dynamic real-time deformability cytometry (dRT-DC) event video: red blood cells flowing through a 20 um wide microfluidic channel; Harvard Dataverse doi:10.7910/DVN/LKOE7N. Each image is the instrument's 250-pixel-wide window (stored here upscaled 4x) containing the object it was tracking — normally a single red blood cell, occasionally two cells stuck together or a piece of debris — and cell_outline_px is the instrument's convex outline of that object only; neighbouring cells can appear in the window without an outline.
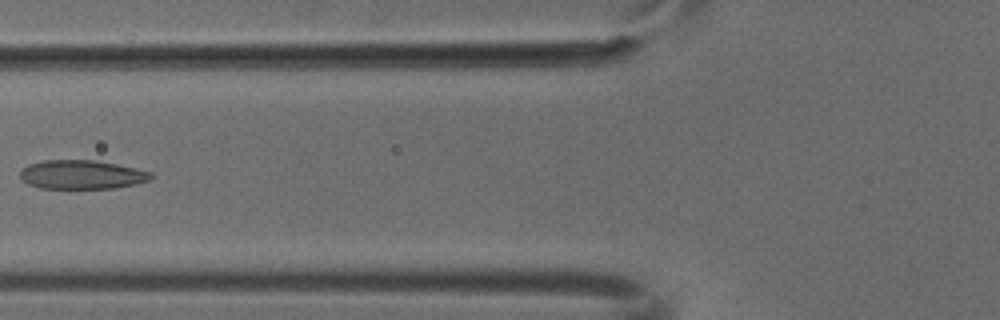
{"species": "common noctule bat (a hibernating species)", "species_latin": "Nyctalus noctula", "temperature_condition": "cold", "stored_images_in_passage": 4, "camera_frame_rate_fps": 3000, "um_per_image_px": 0.085, "animal": {"sex": "male", "body_mass_g": 18.8}, "frame": {"image": 1, "passage_image": 4, "time_ms": 1.0, "image_size_px": [1000, 320], "cell_outline_px": [[156, 176], [152, 180], [136, 184], [112, 188], [40, 188], [28, 184], [20, 180], [20, 172], [28, 164], [44, 160], [96, 160], [136, 168], [152, 172]], "centroid_in_image_um": [6.98, 14.84], "position_along_channel_um": 118.8, "area_um2": 22.25}}